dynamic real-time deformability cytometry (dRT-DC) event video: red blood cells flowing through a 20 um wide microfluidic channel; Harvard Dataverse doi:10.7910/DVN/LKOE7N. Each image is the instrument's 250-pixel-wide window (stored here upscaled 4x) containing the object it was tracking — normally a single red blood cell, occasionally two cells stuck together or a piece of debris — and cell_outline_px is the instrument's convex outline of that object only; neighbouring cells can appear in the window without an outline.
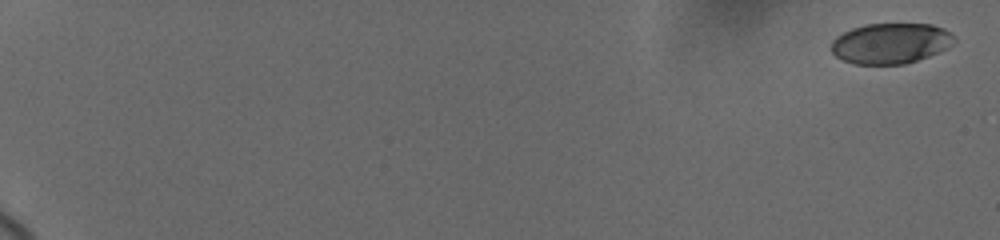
{"species": "human", "species_latin": "Homo sapiens", "temperature_condition": "cold", "stored_images_in_passage": 9, "segment_of_instrument_passage": [1, 2], "camera_frame_rate_fps": 3000, "um_per_image_px": 0.085, "donor": {"sex": "female"}, "frame": {"image": 1, "passage_image": 1, "time_ms": 0.0, "image_size_px": [1000, 240], "cell_outline_px": [[956, 40], [948, 48], [928, 56], [904, 64], [852, 64], [836, 56], [832, 52], [832, 40], [836, 36], [852, 28], [864, 24], [932, 24], [944, 28], [952, 32]], "centroid_in_image_um": [75.72, 3.67], "position_along_channel_um": 9.3, "area_um2": 29.13}}
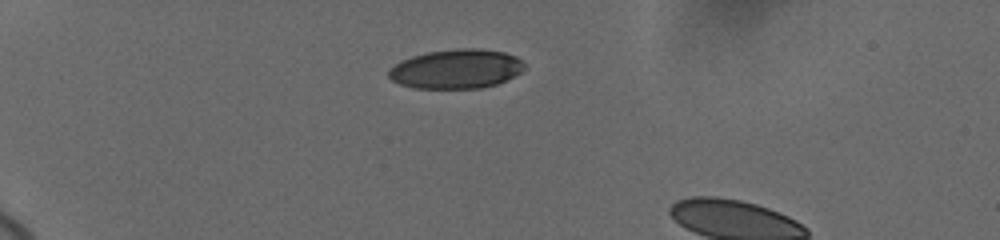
{"frame": {"image": 2, "passage_image": 7, "time_ms": 5.667, "image_size_px": [1000, 240], "cell_outline_px": [[524, 68], [520, 72], [496, 84], [480, 88], [416, 88], [400, 84], [392, 80], [388, 76], [388, 72], [400, 60], [412, 56], [428, 52], [460, 48], [480, 48], [504, 52], [516, 56], [524, 64]], "centroid_in_image_um": [38.77, 5.85], "position_along_channel_um": 46.2, "area_um2": 30.81}}